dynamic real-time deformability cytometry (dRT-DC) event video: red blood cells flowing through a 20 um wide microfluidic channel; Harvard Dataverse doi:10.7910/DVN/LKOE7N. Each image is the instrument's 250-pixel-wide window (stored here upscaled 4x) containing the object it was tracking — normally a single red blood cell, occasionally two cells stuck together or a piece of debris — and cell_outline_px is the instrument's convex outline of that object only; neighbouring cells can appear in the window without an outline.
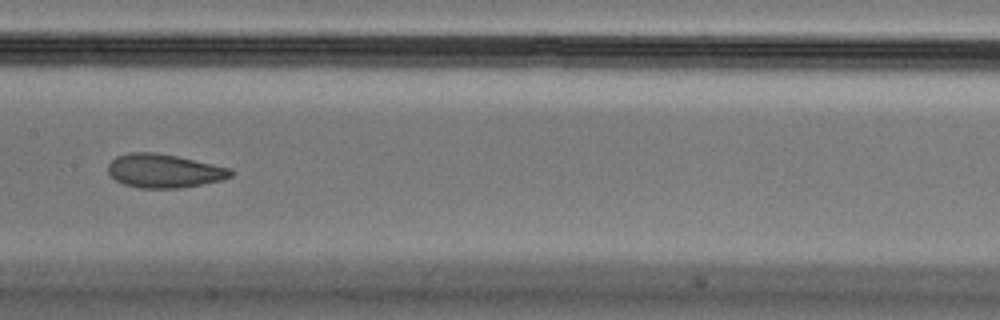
{"species": "Egyptian fruit bat (a non-hibernating species)", "species_latin": "Rousettus aegyptiacus", "temperature_condition": "cold", "stored_images_in_passage": 20, "camera_frame_rate_fps": 3000, "um_per_image_px": 0.085, "animal": {"sex": "male"}, "frame": {"image": 1, "passage_image": 15, "time_ms": 4.667, "image_size_px": [1000, 320], "cell_outline_px": [[232, 176], [224, 180], [180, 188], [140, 188], [124, 184], [116, 180], [108, 172], [108, 164], [116, 156], [128, 152], [152, 152], [176, 156], [232, 168]], "centroid_in_image_um": [13.96, 14.52], "position_along_channel_um": 193.4, "area_um2": 24.1}}